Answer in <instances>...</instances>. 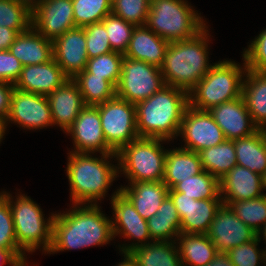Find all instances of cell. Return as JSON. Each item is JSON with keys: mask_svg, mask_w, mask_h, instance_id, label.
<instances>
[{"mask_svg": "<svg viewBox=\"0 0 266 266\" xmlns=\"http://www.w3.org/2000/svg\"><path fill=\"white\" fill-rule=\"evenodd\" d=\"M199 155L203 169L218 180L237 165L234 140H225L221 144L203 149Z\"/></svg>", "mask_w": 266, "mask_h": 266, "instance_id": "obj_32", "label": "cell"}, {"mask_svg": "<svg viewBox=\"0 0 266 266\" xmlns=\"http://www.w3.org/2000/svg\"><path fill=\"white\" fill-rule=\"evenodd\" d=\"M93 204H73L71 211L55 213L52 245L48 254L109 244L113 239L111 219ZM109 242V243H108Z\"/></svg>", "mask_w": 266, "mask_h": 266, "instance_id": "obj_1", "label": "cell"}, {"mask_svg": "<svg viewBox=\"0 0 266 266\" xmlns=\"http://www.w3.org/2000/svg\"><path fill=\"white\" fill-rule=\"evenodd\" d=\"M101 22L107 31L112 50L125 54L135 26L113 13L108 14Z\"/></svg>", "mask_w": 266, "mask_h": 266, "instance_id": "obj_40", "label": "cell"}, {"mask_svg": "<svg viewBox=\"0 0 266 266\" xmlns=\"http://www.w3.org/2000/svg\"><path fill=\"white\" fill-rule=\"evenodd\" d=\"M181 219V232L188 234H207L210 224L223 204L222 199L194 200L174 189L168 190Z\"/></svg>", "mask_w": 266, "mask_h": 266, "instance_id": "obj_15", "label": "cell"}, {"mask_svg": "<svg viewBox=\"0 0 266 266\" xmlns=\"http://www.w3.org/2000/svg\"><path fill=\"white\" fill-rule=\"evenodd\" d=\"M169 42L156 35L146 25L136 26L124 57L161 67Z\"/></svg>", "mask_w": 266, "mask_h": 266, "instance_id": "obj_24", "label": "cell"}, {"mask_svg": "<svg viewBox=\"0 0 266 266\" xmlns=\"http://www.w3.org/2000/svg\"><path fill=\"white\" fill-rule=\"evenodd\" d=\"M237 165L263 175L266 172V129L234 140Z\"/></svg>", "mask_w": 266, "mask_h": 266, "instance_id": "obj_28", "label": "cell"}, {"mask_svg": "<svg viewBox=\"0 0 266 266\" xmlns=\"http://www.w3.org/2000/svg\"><path fill=\"white\" fill-rule=\"evenodd\" d=\"M18 34L14 29L0 26V51L9 50Z\"/></svg>", "mask_w": 266, "mask_h": 266, "instance_id": "obj_47", "label": "cell"}, {"mask_svg": "<svg viewBox=\"0 0 266 266\" xmlns=\"http://www.w3.org/2000/svg\"><path fill=\"white\" fill-rule=\"evenodd\" d=\"M261 177H262V188L264 191H266L265 190L266 189V172L263 175H261ZM264 195H266V193H264Z\"/></svg>", "mask_w": 266, "mask_h": 266, "instance_id": "obj_54", "label": "cell"}, {"mask_svg": "<svg viewBox=\"0 0 266 266\" xmlns=\"http://www.w3.org/2000/svg\"><path fill=\"white\" fill-rule=\"evenodd\" d=\"M147 224L152 241L176 242L181 233V219L169 195L163 200L157 213L147 220Z\"/></svg>", "mask_w": 266, "mask_h": 266, "instance_id": "obj_30", "label": "cell"}, {"mask_svg": "<svg viewBox=\"0 0 266 266\" xmlns=\"http://www.w3.org/2000/svg\"><path fill=\"white\" fill-rule=\"evenodd\" d=\"M207 29L208 26L194 38L169 42L160 67L165 85L189 93L211 69Z\"/></svg>", "mask_w": 266, "mask_h": 266, "instance_id": "obj_3", "label": "cell"}, {"mask_svg": "<svg viewBox=\"0 0 266 266\" xmlns=\"http://www.w3.org/2000/svg\"><path fill=\"white\" fill-rule=\"evenodd\" d=\"M209 113L226 140L248 137L259 129L252 121L243 96L212 107Z\"/></svg>", "mask_w": 266, "mask_h": 266, "instance_id": "obj_19", "label": "cell"}, {"mask_svg": "<svg viewBox=\"0 0 266 266\" xmlns=\"http://www.w3.org/2000/svg\"><path fill=\"white\" fill-rule=\"evenodd\" d=\"M26 6L31 12H33L44 0H14Z\"/></svg>", "mask_w": 266, "mask_h": 266, "instance_id": "obj_50", "label": "cell"}, {"mask_svg": "<svg viewBox=\"0 0 266 266\" xmlns=\"http://www.w3.org/2000/svg\"><path fill=\"white\" fill-rule=\"evenodd\" d=\"M176 241L183 266H206L218 253L206 234L181 232Z\"/></svg>", "mask_w": 266, "mask_h": 266, "instance_id": "obj_29", "label": "cell"}, {"mask_svg": "<svg viewBox=\"0 0 266 266\" xmlns=\"http://www.w3.org/2000/svg\"><path fill=\"white\" fill-rule=\"evenodd\" d=\"M220 196L223 204L255 199L264 195L262 177L240 165L234 166L219 180Z\"/></svg>", "mask_w": 266, "mask_h": 266, "instance_id": "obj_21", "label": "cell"}, {"mask_svg": "<svg viewBox=\"0 0 266 266\" xmlns=\"http://www.w3.org/2000/svg\"><path fill=\"white\" fill-rule=\"evenodd\" d=\"M13 91V84L0 81V117L4 120L9 115Z\"/></svg>", "mask_w": 266, "mask_h": 266, "instance_id": "obj_46", "label": "cell"}, {"mask_svg": "<svg viewBox=\"0 0 266 266\" xmlns=\"http://www.w3.org/2000/svg\"><path fill=\"white\" fill-rule=\"evenodd\" d=\"M243 52V61L248 70L266 72V28Z\"/></svg>", "mask_w": 266, "mask_h": 266, "instance_id": "obj_44", "label": "cell"}, {"mask_svg": "<svg viewBox=\"0 0 266 266\" xmlns=\"http://www.w3.org/2000/svg\"><path fill=\"white\" fill-rule=\"evenodd\" d=\"M235 61L213 63L211 69L189 92V105L197 110L209 111L224 102L242 96L243 78L247 67Z\"/></svg>", "mask_w": 266, "mask_h": 266, "instance_id": "obj_5", "label": "cell"}, {"mask_svg": "<svg viewBox=\"0 0 266 266\" xmlns=\"http://www.w3.org/2000/svg\"><path fill=\"white\" fill-rule=\"evenodd\" d=\"M95 106L99 110L106 143L116 153L139 138L135 104L115 96Z\"/></svg>", "mask_w": 266, "mask_h": 266, "instance_id": "obj_9", "label": "cell"}, {"mask_svg": "<svg viewBox=\"0 0 266 266\" xmlns=\"http://www.w3.org/2000/svg\"><path fill=\"white\" fill-rule=\"evenodd\" d=\"M124 254V260L120 262L117 266H138L136 260L131 256L130 253Z\"/></svg>", "mask_w": 266, "mask_h": 266, "instance_id": "obj_51", "label": "cell"}, {"mask_svg": "<svg viewBox=\"0 0 266 266\" xmlns=\"http://www.w3.org/2000/svg\"><path fill=\"white\" fill-rule=\"evenodd\" d=\"M128 185L126 187L121 185L120 192L145 220L157 213L169 190L163 181L130 182Z\"/></svg>", "mask_w": 266, "mask_h": 266, "instance_id": "obj_23", "label": "cell"}, {"mask_svg": "<svg viewBox=\"0 0 266 266\" xmlns=\"http://www.w3.org/2000/svg\"><path fill=\"white\" fill-rule=\"evenodd\" d=\"M1 193L9 200L18 247L25 254L35 252L39 247L44 254L48 253L52 245L55 214L52 213L46 220L42 209L29 196L20 193L14 202L11 194Z\"/></svg>", "mask_w": 266, "mask_h": 266, "instance_id": "obj_7", "label": "cell"}, {"mask_svg": "<svg viewBox=\"0 0 266 266\" xmlns=\"http://www.w3.org/2000/svg\"><path fill=\"white\" fill-rule=\"evenodd\" d=\"M66 174L70 184L73 204H93L104 198L112 182L119 177L118 166L110 163L117 154L68 153ZM118 175V176H117Z\"/></svg>", "mask_w": 266, "mask_h": 266, "instance_id": "obj_4", "label": "cell"}, {"mask_svg": "<svg viewBox=\"0 0 266 266\" xmlns=\"http://www.w3.org/2000/svg\"><path fill=\"white\" fill-rule=\"evenodd\" d=\"M189 106V93L165 85L150 98L135 104L139 137L168 141L179 136L181 122Z\"/></svg>", "mask_w": 266, "mask_h": 266, "instance_id": "obj_2", "label": "cell"}, {"mask_svg": "<svg viewBox=\"0 0 266 266\" xmlns=\"http://www.w3.org/2000/svg\"><path fill=\"white\" fill-rule=\"evenodd\" d=\"M72 80L77 84L85 105H98L116 96V88L104 77L79 72Z\"/></svg>", "mask_w": 266, "mask_h": 266, "instance_id": "obj_33", "label": "cell"}, {"mask_svg": "<svg viewBox=\"0 0 266 266\" xmlns=\"http://www.w3.org/2000/svg\"><path fill=\"white\" fill-rule=\"evenodd\" d=\"M6 128L7 127L5 126V120L0 117V143L4 138L3 136L5 135Z\"/></svg>", "mask_w": 266, "mask_h": 266, "instance_id": "obj_53", "label": "cell"}, {"mask_svg": "<svg viewBox=\"0 0 266 266\" xmlns=\"http://www.w3.org/2000/svg\"><path fill=\"white\" fill-rule=\"evenodd\" d=\"M76 27L101 22L112 11V0H72Z\"/></svg>", "mask_w": 266, "mask_h": 266, "instance_id": "obj_35", "label": "cell"}, {"mask_svg": "<svg viewBox=\"0 0 266 266\" xmlns=\"http://www.w3.org/2000/svg\"><path fill=\"white\" fill-rule=\"evenodd\" d=\"M186 0H151L146 26L168 42L188 40L207 26Z\"/></svg>", "mask_w": 266, "mask_h": 266, "instance_id": "obj_6", "label": "cell"}, {"mask_svg": "<svg viewBox=\"0 0 266 266\" xmlns=\"http://www.w3.org/2000/svg\"><path fill=\"white\" fill-rule=\"evenodd\" d=\"M26 266L10 249L0 246V266Z\"/></svg>", "mask_w": 266, "mask_h": 266, "instance_id": "obj_48", "label": "cell"}, {"mask_svg": "<svg viewBox=\"0 0 266 266\" xmlns=\"http://www.w3.org/2000/svg\"><path fill=\"white\" fill-rule=\"evenodd\" d=\"M110 198L113 207V219L111 218L113 237L120 234L123 238L132 239L135 244L120 245L122 253H129L134 248L147 245L151 242L147 220L143 219L136 211L132 203L117 189ZM114 220V221H113ZM150 240V241H149ZM148 242V243H147Z\"/></svg>", "mask_w": 266, "mask_h": 266, "instance_id": "obj_11", "label": "cell"}, {"mask_svg": "<svg viewBox=\"0 0 266 266\" xmlns=\"http://www.w3.org/2000/svg\"><path fill=\"white\" fill-rule=\"evenodd\" d=\"M218 252L250 242L257 237L251 227L247 226L230 208L222 204L216 212L206 234Z\"/></svg>", "mask_w": 266, "mask_h": 266, "instance_id": "obj_16", "label": "cell"}, {"mask_svg": "<svg viewBox=\"0 0 266 266\" xmlns=\"http://www.w3.org/2000/svg\"><path fill=\"white\" fill-rule=\"evenodd\" d=\"M203 171L199 153L180 147L167 150L163 182L168 189H173L178 183Z\"/></svg>", "mask_w": 266, "mask_h": 266, "instance_id": "obj_26", "label": "cell"}, {"mask_svg": "<svg viewBox=\"0 0 266 266\" xmlns=\"http://www.w3.org/2000/svg\"><path fill=\"white\" fill-rule=\"evenodd\" d=\"M54 125L66 132L74 123L81 110L86 106L77 84L67 80L48 96Z\"/></svg>", "mask_w": 266, "mask_h": 266, "instance_id": "obj_22", "label": "cell"}, {"mask_svg": "<svg viewBox=\"0 0 266 266\" xmlns=\"http://www.w3.org/2000/svg\"><path fill=\"white\" fill-rule=\"evenodd\" d=\"M181 135V136H180ZM179 136L185 142L183 149L199 153L203 149L223 143L226 138L209 111L186 108Z\"/></svg>", "mask_w": 266, "mask_h": 266, "instance_id": "obj_12", "label": "cell"}, {"mask_svg": "<svg viewBox=\"0 0 266 266\" xmlns=\"http://www.w3.org/2000/svg\"><path fill=\"white\" fill-rule=\"evenodd\" d=\"M70 78L54 59L47 63L25 65L14 88L17 90L48 96Z\"/></svg>", "mask_w": 266, "mask_h": 266, "instance_id": "obj_20", "label": "cell"}, {"mask_svg": "<svg viewBox=\"0 0 266 266\" xmlns=\"http://www.w3.org/2000/svg\"><path fill=\"white\" fill-rule=\"evenodd\" d=\"M123 58L124 54L116 51L89 58L82 72L104 77L116 88L120 79Z\"/></svg>", "mask_w": 266, "mask_h": 266, "instance_id": "obj_36", "label": "cell"}, {"mask_svg": "<svg viewBox=\"0 0 266 266\" xmlns=\"http://www.w3.org/2000/svg\"><path fill=\"white\" fill-rule=\"evenodd\" d=\"M150 3L151 0H112L111 13L135 27L144 26L147 22Z\"/></svg>", "mask_w": 266, "mask_h": 266, "instance_id": "obj_41", "label": "cell"}, {"mask_svg": "<svg viewBox=\"0 0 266 266\" xmlns=\"http://www.w3.org/2000/svg\"><path fill=\"white\" fill-rule=\"evenodd\" d=\"M23 65L9 50L0 51V81L15 84L21 75Z\"/></svg>", "mask_w": 266, "mask_h": 266, "instance_id": "obj_45", "label": "cell"}, {"mask_svg": "<svg viewBox=\"0 0 266 266\" xmlns=\"http://www.w3.org/2000/svg\"><path fill=\"white\" fill-rule=\"evenodd\" d=\"M233 212L255 232L266 224V195L231 203Z\"/></svg>", "mask_w": 266, "mask_h": 266, "instance_id": "obj_37", "label": "cell"}, {"mask_svg": "<svg viewBox=\"0 0 266 266\" xmlns=\"http://www.w3.org/2000/svg\"><path fill=\"white\" fill-rule=\"evenodd\" d=\"M9 51L23 66L47 63L53 59V43L33 26L19 33Z\"/></svg>", "mask_w": 266, "mask_h": 266, "instance_id": "obj_25", "label": "cell"}, {"mask_svg": "<svg viewBox=\"0 0 266 266\" xmlns=\"http://www.w3.org/2000/svg\"><path fill=\"white\" fill-rule=\"evenodd\" d=\"M167 140L139 137L124 145L116 154L118 171L129 182L163 181L167 150L161 145Z\"/></svg>", "mask_w": 266, "mask_h": 266, "instance_id": "obj_8", "label": "cell"}, {"mask_svg": "<svg viewBox=\"0 0 266 266\" xmlns=\"http://www.w3.org/2000/svg\"><path fill=\"white\" fill-rule=\"evenodd\" d=\"M176 242L152 241L129 253L138 266H183Z\"/></svg>", "mask_w": 266, "mask_h": 266, "instance_id": "obj_31", "label": "cell"}, {"mask_svg": "<svg viewBox=\"0 0 266 266\" xmlns=\"http://www.w3.org/2000/svg\"><path fill=\"white\" fill-rule=\"evenodd\" d=\"M263 229V230H262ZM263 235V238L261 237ZM257 238L261 241V238L266 242V224L263 225L260 230L257 231ZM266 244V243H265ZM266 249V248H265ZM266 252V250H265Z\"/></svg>", "mask_w": 266, "mask_h": 266, "instance_id": "obj_52", "label": "cell"}, {"mask_svg": "<svg viewBox=\"0 0 266 266\" xmlns=\"http://www.w3.org/2000/svg\"><path fill=\"white\" fill-rule=\"evenodd\" d=\"M0 246L10 249L26 266L27 257L18 247L9 200L0 193Z\"/></svg>", "mask_w": 266, "mask_h": 266, "instance_id": "obj_39", "label": "cell"}, {"mask_svg": "<svg viewBox=\"0 0 266 266\" xmlns=\"http://www.w3.org/2000/svg\"><path fill=\"white\" fill-rule=\"evenodd\" d=\"M0 26L27 31L32 26V12L14 0H0Z\"/></svg>", "mask_w": 266, "mask_h": 266, "instance_id": "obj_38", "label": "cell"}, {"mask_svg": "<svg viewBox=\"0 0 266 266\" xmlns=\"http://www.w3.org/2000/svg\"><path fill=\"white\" fill-rule=\"evenodd\" d=\"M173 189L194 200L221 199L219 180L205 170L198 175L183 180Z\"/></svg>", "mask_w": 266, "mask_h": 266, "instance_id": "obj_34", "label": "cell"}, {"mask_svg": "<svg viewBox=\"0 0 266 266\" xmlns=\"http://www.w3.org/2000/svg\"><path fill=\"white\" fill-rule=\"evenodd\" d=\"M86 50L89 58L112 52L108 34L102 22L84 27Z\"/></svg>", "mask_w": 266, "mask_h": 266, "instance_id": "obj_43", "label": "cell"}, {"mask_svg": "<svg viewBox=\"0 0 266 266\" xmlns=\"http://www.w3.org/2000/svg\"><path fill=\"white\" fill-rule=\"evenodd\" d=\"M242 96L253 123L259 129H266V72L246 70Z\"/></svg>", "mask_w": 266, "mask_h": 266, "instance_id": "obj_27", "label": "cell"}, {"mask_svg": "<svg viewBox=\"0 0 266 266\" xmlns=\"http://www.w3.org/2000/svg\"><path fill=\"white\" fill-rule=\"evenodd\" d=\"M52 43L53 59L70 79L85 69L89 57L84 27L67 30Z\"/></svg>", "mask_w": 266, "mask_h": 266, "instance_id": "obj_18", "label": "cell"}, {"mask_svg": "<svg viewBox=\"0 0 266 266\" xmlns=\"http://www.w3.org/2000/svg\"><path fill=\"white\" fill-rule=\"evenodd\" d=\"M65 133H68L74 141L75 147L72 152L116 154L106 143L99 110L96 106L86 105Z\"/></svg>", "mask_w": 266, "mask_h": 266, "instance_id": "obj_14", "label": "cell"}, {"mask_svg": "<svg viewBox=\"0 0 266 266\" xmlns=\"http://www.w3.org/2000/svg\"><path fill=\"white\" fill-rule=\"evenodd\" d=\"M206 266H234L226 252H218L214 259Z\"/></svg>", "mask_w": 266, "mask_h": 266, "instance_id": "obj_49", "label": "cell"}, {"mask_svg": "<svg viewBox=\"0 0 266 266\" xmlns=\"http://www.w3.org/2000/svg\"><path fill=\"white\" fill-rule=\"evenodd\" d=\"M165 86L161 69L141 60L124 57L116 96L137 104Z\"/></svg>", "mask_w": 266, "mask_h": 266, "instance_id": "obj_10", "label": "cell"}, {"mask_svg": "<svg viewBox=\"0 0 266 266\" xmlns=\"http://www.w3.org/2000/svg\"><path fill=\"white\" fill-rule=\"evenodd\" d=\"M8 122L19 124L21 128L29 130L54 126L47 96L14 88L5 126H8Z\"/></svg>", "mask_w": 266, "mask_h": 266, "instance_id": "obj_13", "label": "cell"}, {"mask_svg": "<svg viewBox=\"0 0 266 266\" xmlns=\"http://www.w3.org/2000/svg\"><path fill=\"white\" fill-rule=\"evenodd\" d=\"M32 26L51 41L74 29L72 0H44L32 12Z\"/></svg>", "mask_w": 266, "mask_h": 266, "instance_id": "obj_17", "label": "cell"}, {"mask_svg": "<svg viewBox=\"0 0 266 266\" xmlns=\"http://www.w3.org/2000/svg\"><path fill=\"white\" fill-rule=\"evenodd\" d=\"M260 240L256 237L250 242L229 249L226 253L234 266H259L266 260L265 250L257 248Z\"/></svg>", "mask_w": 266, "mask_h": 266, "instance_id": "obj_42", "label": "cell"}]
</instances>
